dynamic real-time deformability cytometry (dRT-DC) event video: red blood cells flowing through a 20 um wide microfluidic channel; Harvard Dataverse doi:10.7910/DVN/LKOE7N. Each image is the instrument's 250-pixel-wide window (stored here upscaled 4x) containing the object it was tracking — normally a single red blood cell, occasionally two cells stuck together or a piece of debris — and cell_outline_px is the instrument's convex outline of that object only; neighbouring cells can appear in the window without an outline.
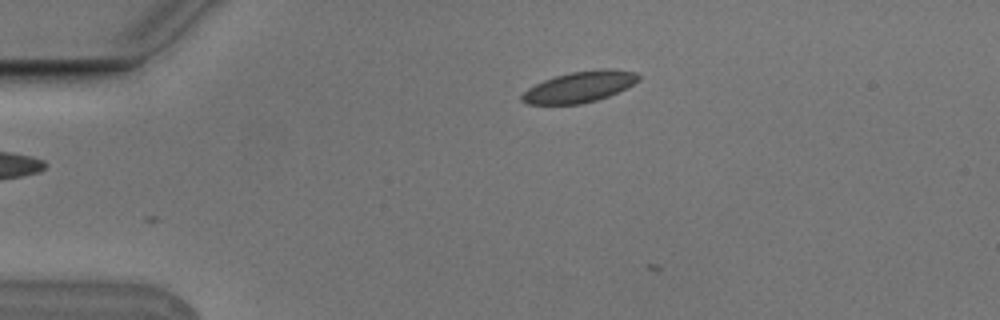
{"species": "Egyptian fruit bat (a non-hibernating species)", "species_latin": "Rousettus aegyptiacus", "temperature_condition": "cold", "stored_images_in_passage": 5, "camera_frame_rate_fps": 3000, "um_per_image_px": 0.085, "animal": {"sex": "male"}, "frame": {"image": 1, "passage_image": 1, "time_ms": 0.0, "image_size_px": [1000, 320], "cell_outline_px": [[640, 80], [608, 96], [596, 100], [580, 104], [528, 104], [520, 100], [520, 96], [528, 88], [544, 80], [556, 76], [572, 72], [600, 68], [608, 68], [636, 72], [640, 76]], "centroid_in_image_um": [49.25, 7.37], "position_along_channel_um": 35.7, "area_um2": 20.87}}
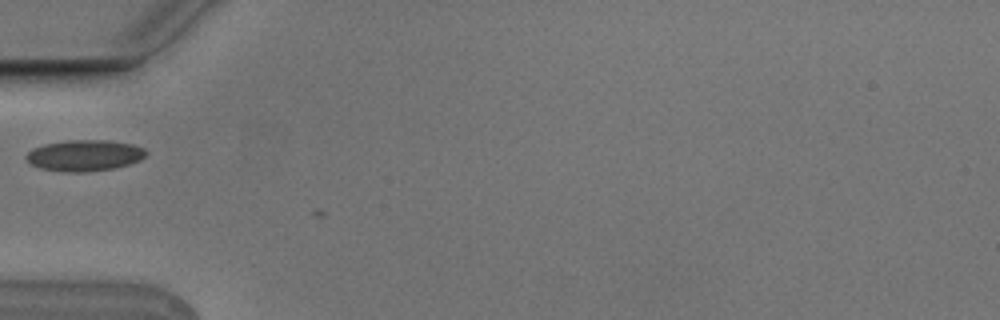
{"frame": {"image": 2, "passage_image": 3, "time_ms": 0.667, "image_size_px": [1000, 320], "cell_outline_px": [[148, 152], [140, 160], [116, 168], [88, 172], [64, 172], [40, 168], [32, 164], [24, 156], [32, 148], [44, 144], [68, 140], [108, 140], [132, 144], [144, 148]], "centroid_in_image_um": [7.18, 13.21], "position_along_channel_um": 77.8, "area_um2": 21.85}}